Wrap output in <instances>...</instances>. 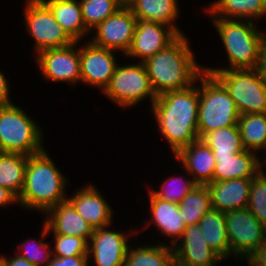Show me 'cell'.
Returning <instances> with one entry per match:
<instances>
[{"mask_svg":"<svg viewBox=\"0 0 266 266\" xmlns=\"http://www.w3.org/2000/svg\"><path fill=\"white\" fill-rule=\"evenodd\" d=\"M195 83L182 90L157 96L151 106L162 137L175 156L182 148L199 139V87Z\"/></svg>","mask_w":266,"mask_h":266,"instance_id":"obj_1","label":"cell"},{"mask_svg":"<svg viewBox=\"0 0 266 266\" xmlns=\"http://www.w3.org/2000/svg\"><path fill=\"white\" fill-rule=\"evenodd\" d=\"M191 50L189 39L179 34L170 44L143 64L157 96L175 90H182L196 82L204 72Z\"/></svg>","mask_w":266,"mask_h":266,"instance_id":"obj_2","label":"cell"},{"mask_svg":"<svg viewBox=\"0 0 266 266\" xmlns=\"http://www.w3.org/2000/svg\"><path fill=\"white\" fill-rule=\"evenodd\" d=\"M49 156L47 149L28 156L24 186L17 198L23 209L37 210L44 214L52 207L67 200V178Z\"/></svg>","mask_w":266,"mask_h":266,"instance_id":"obj_3","label":"cell"},{"mask_svg":"<svg viewBox=\"0 0 266 266\" xmlns=\"http://www.w3.org/2000/svg\"><path fill=\"white\" fill-rule=\"evenodd\" d=\"M210 21L221 37L229 66L226 68L203 66L204 71L255 69L262 36V31L256 27L258 23L223 18H211Z\"/></svg>","mask_w":266,"mask_h":266,"instance_id":"obj_4","label":"cell"},{"mask_svg":"<svg viewBox=\"0 0 266 266\" xmlns=\"http://www.w3.org/2000/svg\"><path fill=\"white\" fill-rule=\"evenodd\" d=\"M198 133L238 125L239 112L225 86L212 74L203 72L199 77Z\"/></svg>","mask_w":266,"mask_h":266,"instance_id":"obj_5","label":"cell"},{"mask_svg":"<svg viewBox=\"0 0 266 266\" xmlns=\"http://www.w3.org/2000/svg\"><path fill=\"white\" fill-rule=\"evenodd\" d=\"M42 128L15 104L0 108V152L31 156L42 152Z\"/></svg>","mask_w":266,"mask_h":266,"instance_id":"obj_6","label":"cell"},{"mask_svg":"<svg viewBox=\"0 0 266 266\" xmlns=\"http://www.w3.org/2000/svg\"><path fill=\"white\" fill-rule=\"evenodd\" d=\"M228 90L239 114L266 113V81L255 69L205 71Z\"/></svg>","mask_w":266,"mask_h":266,"instance_id":"obj_7","label":"cell"},{"mask_svg":"<svg viewBox=\"0 0 266 266\" xmlns=\"http://www.w3.org/2000/svg\"><path fill=\"white\" fill-rule=\"evenodd\" d=\"M119 107H133L150 97L151 105L157 98L143 62L117 65L109 84L101 91Z\"/></svg>","mask_w":266,"mask_h":266,"instance_id":"obj_8","label":"cell"},{"mask_svg":"<svg viewBox=\"0 0 266 266\" xmlns=\"http://www.w3.org/2000/svg\"><path fill=\"white\" fill-rule=\"evenodd\" d=\"M26 2L23 7L25 25L29 35L35 41V53L66 47L74 42L41 0H26Z\"/></svg>","mask_w":266,"mask_h":266,"instance_id":"obj_9","label":"cell"},{"mask_svg":"<svg viewBox=\"0 0 266 266\" xmlns=\"http://www.w3.org/2000/svg\"><path fill=\"white\" fill-rule=\"evenodd\" d=\"M230 257L246 260L265 241L266 228L248 208L224 213ZM243 258V259H242Z\"/></svg>","mask_w":266,"mask_h":266,"instance_id":"obj_10","label":"cell"},{"mask_svg":"<svg viewBox=\"0 0 266 266\" xmlns=\"http://www.w3.org/2000/svg\"><path fill=\"white\" fill-rule=\"evenodd\" d=\"M80 43L73 42L66 47L46 49L36 54L41 76L50 82H67L73 86L80 82Z\"/></svg>","mask_w":266,"mask_h":266,"instance_id":"obj_11","label":"cell"},{"mask_svg":"<svg viewBox=\"0 0 266 266\" xmlns=\"http://www.w3.org/2000/svg\"><path fill=\"white\" fill-rule=\"evenodd\" d=\"M137 18L124 5L115 14L99 23L89 41L98 47L122 51L125 55L131 46Z\"/></svg>","mask_w":266,"mask_h":266,"instance_id":"obj_12","label":"cell"},{"mask_svg":"<svg viewBox=\"0 0 266 266\" xmlns=\"http://www.w3.org/2000/svg\"><path fill=\"white\" fill-rule=\"evenodd\" d=\"M85 44V45H84ZM80 46L81 83L103 91L118 65L115 50L101 48L90 41Z\"/></svg>","mask_w":266,"mask_h":266,"instance_id":"obj_13","label":"cell"},{"mask_svg":"<svg viewBox=\"0 0 266 266\" xmlns=\"http://www.w3.org/2000/svg\"><path fill=\"white\" fill-rule=\"evenodd\" d=\"M179 34L169 25L161 22L137 20L132 43L127 53L128 58H138L139 62L154 56ZM129 56V57H128Z\"/></svg>","mask_w":266,"mask_h":266,"instance_id":"obj_14","label":"cell"},{"mask_svg":"<svg viewBox=\"0 0 266 266\" xmlns=\"http://www.w3.org/2000/svg\"><path fill=\"white\" fill-rule=\"evenodd\" d=\"M110 226L94 229L88 242V259L96 266H124L129 232L111 230Z\"/></svg>","mask_w":266,"mask_h":266,"instance_id":"obj_15","label":"cell"},{"mask_svg":"<svg viewBox=\"0 0 266 266\" xmlns=\"http://www.w3.org/2000/svg\"><path fill=\"white\" fill-rule=\"evenodd\" d=\"M173 249L177 266H217L223 261L208 246L199 224L187 226Z\"/></svg>","mask_w":266,"mask_h":266,"instance_id":"obj_16","label":"cell"},{"mask_svg":"<svg viewBox=\"0 0 266 266\" xmlns=\"http://www.w3.org/2000/svg\"><path fill=\"white\" fill-rule=\"evenodd\" d=\"M67 200L94 229L111 226L113 209L93 184L78 188Z\"/></svg>","mask_w":266,"mask_h":266,"instance_id":"obj_17","label":"cell"},{"mask_svg":"<svg viewBox=\"0 0 266 266\" xmlns=\"http://www.w3.org/2000/svg\"><path fill=\"white\" fill-rule=\"evenodd\" d=\"M42 221L48 227V234L79 236L89 242L94 228L75 210L68 201L50 208Z\"/></svg>","mask_w":266,"mask_h":266,"instance_id":"obj_18","label":"cell"},{"mask_svg":"<svg viewBox=\"0 0 266 266\" xmlns=\"http://www.w3.org/2000/svg\"><path fill=\"white\" fill-rule=\"evenodd\" d=\"M174 157L198 185H207L213 182L215 157L213 151L202 139L182 148Z\"/></svg>","mask_w":266,"mask_h":266,"instance_id":"obj_19","label":"cell"},{"mask_svg":"<svg viewBox=\"0 0 266 266\" xmlns=\"http://www.w3.org/2000/svg\"><path fill=\"white\" fill-rule=\"evenodd\" d=\"M148 191L151 219L145 221L146 227L144 226V228L151 227L150 223H153V226L155 224L164 237L170 238L171 244L169 243V245L174 247L187 227L179 212L178 204L161 200L150 190Z\"/></svg>","mask_w":266,"mask_h":266,"instance_id":"obj_20","label":"cell"},{"mask_svg":"<svg viewBox=\"0 0 266 266\" xmlns=\"http://www.w3.org/2000/svg\"><path fill=\"white\" fill-rule=\"evenodd\" d=\"M254 151L243 150L235 155L214 156L216 165L213 181L255 177L264 167L261 157Z\"/></svg>","mask_w":266,"mask_h":266,"instance_id":"obj_21","label":"cell"},{"mask_svg":"<svg viewBox=\"0 0 266 266\" xmlns=\"http://www.w3.org/2000/svg\"><path fill=\"white\" fill-rule=\"evenodd\" d=\"M251 179H231L207 184L213 209L221 212L243 209L248 206Z\"/></svg>","mask_w":266,"mask_h":266,"instance_id":"obj_22","label":"cell"},{"mask_svg":"<svg viewBox=\"0 0 266 266\" xmlns=\"http://www.w3.org/2000/svg\"><path fill=\"white\" fill-rule=\"evenodd\" d=\"M126 6L137 20L161 22L184 34L175 23L181 13L178 0H130Z\"/></svg>","mask_w":266,"mask_h":266,"instance_id":"obj_23","label":"cell"},{"mask_svg":"<svg viewBox=\"0 0 266 266\" xmlns=\"http://www.w3.org/2000/svg\"><path fill=\"white\" fill-rule=\"evenodd\" d=\"M208 6L205 11L210 18L249 20L256 23L259 18H266V0H215Z\"/></svg>","mask_w":266,"mask_h":266,"instance_id":"obj_24","label":"cell"},{"mask_svg":"<svg viewBox=\"0 0 266 266\" xmlns=\"http://www.w3.org/2000/svg\"><path fill=\"white\" fill-rule=\"evenodd\" d=\"M52 12L56 21L62 26L74 42L86 39L90 31L83 21L79 0H41Z\"/></svg>","mask_w":266,"mask_h":266,"instance_id":"obj_25","label":"cell"},{"mask_svg":"<svg viewBox=\"0 0 266 266\" xmlns=\"http://www.w3.org/2000/svg\"><path fill=\"white\" fill-rule=\"evenodd\" d=\"M208 246L222 259L230 257L224 212L211 208L198 223Z\"/></svg>","mask_w":266,"mask_h":266,"instance_id":"obj_26","label":"cell"},{"mask_svg":"<svg viewBox=\"0 0 266 266\" xmlns=\"http://www.w3.org/2000/svg\"><path fill=\"white\" fill-rule=\"evenodd\" d=\"M161 243L128 247L124 266H171L175 262L174 249Z\"/></svg>","mask_w":266,"mask_h":266,"instance_id":"obj_27","label":"cell"},{"mask_svg":"<svg viewBox=\"0 0 266 266\" xmlns=\"http://www.w3.org/2000/svg\"><path fill=\"white\" fill-rule=\"evenodd\" d=\"M237 124L244 149L266 153V113L241 114Z\"/></svg>","mask_w":266,"mask_h":266,"instance_id":"obj_28","label":"cell"},{"mask_svg":"<svg viewBox=\"0 0 266 266\" xmlns=\"http://www.w3.org/2000/svg\"><path fill=\"white\" fill-rule=\"evenodd\" d=\"M28 156L0 152V186L7 188L17 198L24 186Z\"/></svg>","mask_w":266,"mask_h":266,"instance_id":"obj_29","label":"cell"},{"mask_svg":"<svg viewBox=\"0 0 266 266\" xmlns=\"http://www.w3.org/2000/svg\"><path fill=\"white\" fill-rule=\"evenodd\" d=\"M178 208L186 226L198 224L212 208L207 185H196L178 204Z\"/></svg>","mask_w":266,"mask_h":266,"instance_id":"obj_30","label":"cell"},{"mask_svg":"<svg viewBox=\"0 0 266 266\" xmlns=\"http://www.w3.org/2000/svg\"><path fill=\"white\" fill-rule=\"evenodd\" d=\"M201 139L213 151L214 156L235 155L245 150L241 144L238 125L208 132Z\"/></svg>","mask_w":266,"mask_h":266,"instance_id":"obj_31","label":"cell"},{"mask_svg":"<svg viewBox=\"0 0 266 266\" xmlns=\"http://www.w3.org/2000/svg\"><path fill=\"white\" fill-rule=\"evenodd\" d=\"M83 21L91 31L124 6L121 0H79Z\"/></svg>","mask_w":266,"mask_h":266,"instance_id":"obj_32","label":"cell"},{"mask_svg":"<svg viewBox=\"0 0 266 266\" xmlns=\"http://www.w3.org/2000/svg\"><path fill=\"white\" fill-rule=\"evenodd\" d=\"M186 176H170L167 180H164L160 186V190L150 191L159 199L179 204L182 199L198 185L191 175L187 173ZM191 177V178H190Z\"/></svg>","mask_w":266,"mask_h":266,"instance_id":"obj_33","label":"cell"},{"mask_svg":"<svg viewBox=\"0 0 266 266\" xmlns=\"http://www.w3.org/2000/svg\"><path fill=\"white\" fill-rule=\"evenodd\" d=\"M42 228H43L42 233L40 235L41 239H39L38 241L37 240L28 241L27 239V240H24V242L18 244L19 248H18L17 255L25 258L26 260H28L30 263L34 264L35 266H47V264L50 262L53 256L50 243L44 241L47 235H49L48 227L43 223ZM22 250H23V253H21Z\"/></svg>","mask_w":266,"mask_h":266,"instance_id":"obj_34","label":"cell"},{"mask_svg":"<svg viewBox=\"0 0 266 266\" xmlns=\"http://www.w3.org/2000/svg\"><path fill=\"white\" fill-rule=\"evenodd\" d=\"M248 210L266 228V171L264 168L251 179Z\"/></svg>","mask_w":266,"mask_h":266,"instance_id":"obj_35","label":"cell"},{"mask_svg":"<svg viewBox=\"0 0 266 266\" xmlns=\"http://www.w3.org/2000/svg\"><path fill=\"white\" fill-rule=\"evenodd\" d=\"M54 237V246L52 248L53 256L70 257L76 255H88V242L79 236H67L61 234H52Z\"/></svg>","mask_w":266,"mask_h":266,"instance_id":"obj_36","label":"cell"},{"mask_svg":"<svg viewBox=\"0 0 266 266\" xmlns=\"http://www.w3.org/2000/svg\"><path fill=\"white\" fill-rule=\"evenodd\" d=\"M88 255H76L70 257H56L52 259L47 266H88Z\"/></svg>","mask_w":266,"mask_h":266,"instance_id":"obj_37","label":"cell"},{"mask_svg":"<svg viewBox=\"0 0 266 266\" xmlns=\"http://www.w3.org/2000/svg\"><path fill=\"white\" fill-rule=\"evenodd\" d=\"M255 70L266 81V32L264 33V31H262L259 56Z\"/></svg>","mask_w":266,"mask_h":266,"instance_id":"obj_38","label":"cell"},{"mask_svg":"<svg viewBox=\"0 0 266 266\" xmlns=\"http://www.w3.org/2000/svg\"><path fill=\"white\" fill-rule=\"evenodd\" d=\"M9 81L0 71V108L14 104L10 99Z\"/></svg>","mask_w":266,"mask_h":266,"instance_id":"obj_39","label":"cell"},{"mask_svg":"<svg viewBox=\"0 0 266 266\" xmlns=\"http://www.w3.org/2000/svg\"><path fill=\"white\" fill-rule=\"evenodd\" d=\"M0 262L4 266H35L34 264L30 263L28 260L19 255H14L9 258L2 254L0 255Z\"/></svg>","mask_w":266,"mask_h":266,"instance_id":"obj_40","label":"cell"},{"mask_svg":"<svg viewBox=\"0 0 266 266\" xmlns=\"http://www.w3.org/2000/svg\"><path fill=\"white\" fill-rule=\"evenodd\" d=\"M13 203H18L17 197L7 188L0 186V208H4V206L7 207Z\"/></svg>","mask_w":266,"mask_h":266,"instance_id":"obj_41","label":"cell"},{"mask_svg":"<svg viewBox=\"0 0 266 266\" xmlns=\"http://www.w3.org/2000/svg\"><path fill=\"white\" fill-rule=\"evenodd\" d=\"M124 5H126L130 0H121Z\"/></svg>","mask_w":266,"mask_h":266,"instance_id":"obj_42","label":"cell"},{"mask_svg":"<svg viewBox=\"0 0 266 266\" xmlns=\"http://www.w3.org/2000/svg\"><path fill=\"white\" fill-rule=\"evenodd\" d=\"M263 160H265V161H262V162H263V166H264V168L266 170V167H265V165H266V157Z\"/></svg>","mask_w":266,"mask_h":266,"instance_id":"obj_43","label":"cell"}]
</instances>
